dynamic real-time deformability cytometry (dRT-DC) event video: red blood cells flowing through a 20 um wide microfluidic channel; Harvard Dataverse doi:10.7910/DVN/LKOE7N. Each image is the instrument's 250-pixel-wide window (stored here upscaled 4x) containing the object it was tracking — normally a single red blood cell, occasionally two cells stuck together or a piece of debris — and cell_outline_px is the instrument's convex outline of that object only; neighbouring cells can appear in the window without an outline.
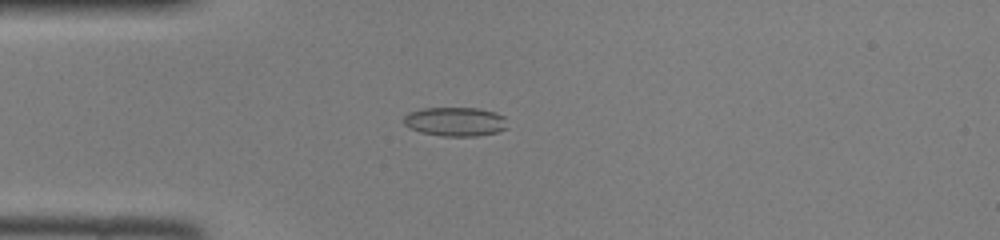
{"species": "common noctule bat (a hibernating species)", "species_latin": "Nyctalus noctula", "temperature_condition": "room temperature", "stored_images_in_passage": 46, "camera_frame_rate_fps": 3000, "um_per_image_px": 0.085, "animal": {"sex": "female", "body_mass_g": 22.0, "forearm_length_mm": 56.7}, "frame": {"image": 1, "passage_image": 12, "time_ms": 3.667, "image_size_px": [1000, 240], "cell_outline_px": [[508, 128], [496, 132], [476, 136], [444, 136], [420, 132], [408, 128], [404, 124], [404, 116], [408, 112], [424, 108], [480, 108], [496, 112], [504, 116]], "centroid_in_image_um": [38.7, 10.33], "position_along_channel_um": 46.3, "area_um2": 17.69}}
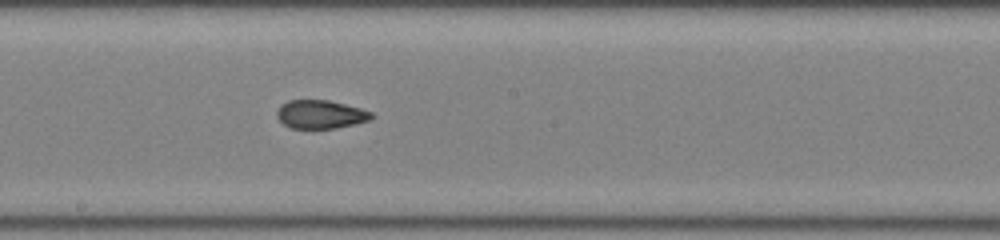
{"frame": {"image": 2, "passage_image": 25, "time_ms": 8.0, "image_size_px": [1000, 240], "cell_outline_px": [[372, 116], [368, 120], [356, 124], [336, 128], [292, 128], [284, 124], [276, 116], [276, 112], [280, 104], [288, 100], [328, 100], [360, 108], [372, 112]], "centroid_in_image_um": [27.21, 9.71], "position_along_channel_um": 221.0, "area_um2": 15.61}}
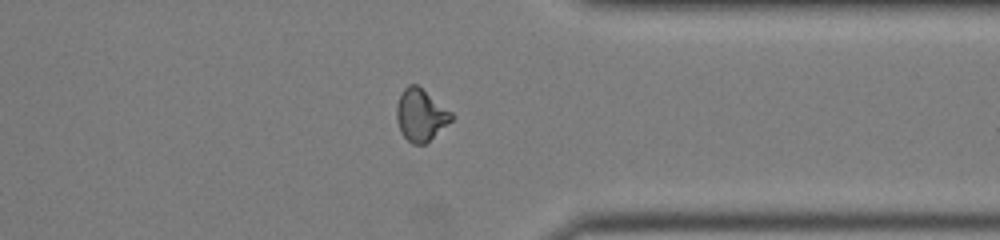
{"frame": {"image": 3, "passage_image": 36, "time_ms": 11.667, "image_size_px": [1000, 240], "cell_outline_px": [[456, 116], [452, 120], [424, 144], [412, 144], [400, 132], [396, 120], [396, 104], [400, 92], [408, 84], [416, 84], [452, 112]], "centroid_in_image_um": [35.73, 9.76], "position_along_channel_um": 375.7, "area_um2": 16.65}}